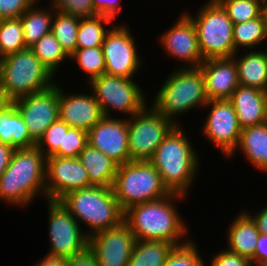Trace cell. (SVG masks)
Masks as SVG:
<instances>
[{
	"mask_svg": "<svg viewBox=\"0 0 267 266\" xmlns=\"http://www.w3.org/2000/svg\"><path fill=\"white\" fill-rule=\"evenodd\" d=\"M92 186L87 170L78 158L50 156L46 158V200L59 201L65 194Z\"/></svg>",
	"mask_w": 267,
	"mask_h": 266,
	"instance_id": "16",
	"label": "cell"
},
{
	"mask_svg": "<svg viewBox=\"0 0 267 266\" xmlns=\"http://www.w3.org/2000/svg\"><path fill=\"white\" fill-rule=\"evenodd\" d=\"M104 117L93 92L68 93L59 85V119L71 128L89 131Z\"/></svg>",
	"mask_w": 267,
	"mask_h": 266,
	"instance_id": "19",
	"label": "cell"
},
{
	"mask_svg": "<svg viewBox=\"0 0 267 266\" xmlns=\"http://www.w3.org/2000/svg\"><path fill=\"white\" fill-rule=\"evenodd\" d=\"M245 50L233 55L237 66L238 82L241 86L254 87L267 92V48ZM240 55V56H239Z\"/></svg>",
	"mask_w": 267,
	"mask_h": 266,
	"instance_id": "23",
	"label": "cell"
},
{
	"mask_svg": "<svg viewBox=\"0 0 267 266\" xmlns=\"http://www.w3.org/2000/svg\"><path fill=\"white\" fill-rule=\"evenodd\" d=\"M7 101L5 100L1 87H0V108L6 103Z\"/></svg>",
	"mask_w": 267,
	"mask_h": 266,
	"instance_id": "49",
	"label": "cell"
},
{
	"mask_svg": "<svg viewBox=\"0 0 267 266\" xmlns=\"http://www.w3.org/2000/svg\"><path fill=\"white\" fill-rule=\"evenodd\" d=\"M67 266H98L95 255L92 250L87 247L83 252L73 255L66 259Z\"/></svg>",
	"mask_w": 267,
	"mask_h": 266,
	"instance_id": "43",
	"label": "cell"
},
{
	"mask_svg": "<svg viewBox=\"0 0 267 266\" xmlns=\"http://www.w3.org/2000/svg\"><path fill=\"white\" fill-rule=\"evenodd\" d=\"M196 244L194 239H190L185 244L175 246L163 266H206L208 262L203 260Z\"/></svg>",
	"mask_w": 267,
	"mask_h": 266,
	"instance_id": "36",
	"label": "cell"
},
{
	"mask_svg": "<svg viewBox=\"0 0 267 266\" xmlns=\"http://www.w3.org/2000/svg\"><path fill=\"white\" fill-rule=\"evenodd\" d=\"M175 126L151 104L128 118L130 161H149L158 145Z\"/></svg>",
	"mask_w": 267,
	"mask_h": 266,
	"instance_id": "10",
	"label": "cell"
},
{
	"mask_svg": "<svg viewBox=\"0 0 267 266\" xmlns=\"http://www.w3.org/2000/svg\"><path fill=\"white\" fill-rule=\"evenodd\" d=\"M200 67L205 80L208 100H229L239 86L234 58L206 59Z\"/></svg>",
	"mask_w": 267,
	"mask_h": 266,
	"instance_id": "20",
	"label": "cell"
},
{
	"mask_svg": "<svg viewBox=\"0 0 267 266\" xmlns=\"http://www.w3.org/2000/svg\"><path fill=\"white\" fill-rule=\"evenodd\" d=\"M79 20L80 17L77 16L54 12L51 33L68 56L76 50Z\"/></svg>",
	"mask_w": 267,
	"mask_h": 266,
	"instance_id": "32",
	"label": "cell"
},
{
	"mask_svg": "<svg viewBox=\"0 0 267 266\" xmlns=\"http://www.w3.org/2000/svg\"><path fill=\"white\" fill-rule=\"evenodd\" d=\"M88 144L118 165L129 162L128 118L104 116L88 131Z\"/></svg>",
	"mask_w": 267,
	"mask_h": 266,
	"instance_id": "18",
	"label": "cell"
},
{
	"mask_svg": "<svg viewBox=\"0 0 267 266\" xmlns=\"http://www.w3.org/2000/svg\"><path fill=\"white\" fill-rule=\"evenodd\" d=\"M69 61H74L78 64V69L85 73L88 84L105 73V58L102 46L76 49L69 56Z\"/></svg>",
	"mask_w": 267,
	"mask_h": 266,
	"instance_id": "33",
	"label": "cell"
},
{
	"mask_svg": "<svg viewBox=\"0 0 267 266\" xmlns=\"http://www.w3.org/2000/svg\"><path fill=\"white\" fill-rule=\"evenodd\" d=\"M79 161L88 173L92 186L112 187L118 164L89 144L80 152Z\"/></svg>",
	"mask_w": 267,
	"mask_h": 266,
	"instance_id": "26",
	"label": "cell"
},
{
	"mask_svg": "<svg viewBox=\"0 0 267 266\" xmlns=\"http://www.w3.org/2000/svg\"><path fill=\"white\" fill-rule=\"evenodd\" d=\"M14 148L0 142V177L10 163Z\"/></svg>",
	"mask_w": 267,
	"mask_h": 266,
	"instance_id": "46",
	"label": "cell"
},
{
	"mask_svg": "<svg viewBox=\"0 0 267 266\" xmlns=\"http://www.w3.org/2000/svg\"><path fill=\"white\" fill-rule=\"evenodd\" d=\"M214 254L211 261L209 260L210 266H252L248 258L230 252L226 248Z\"/></svg>",
	"mask_w": 267,
	"mask_h": 266,
	"instance_id": "41",
	"label": "cell"
},
{
	"mask_svg": "<svg viewBox=\"0 0 267 266\" xmlns=\"http://www.w3.org/2000/svg\"><path fill=\"white\" fill-rule=\"evenodd\" d=\"M26 48L20 18L0 20V57Z\"/></svg>",
	"mask_w": 267,
	"mask_h": 266,
	"instance_id": "34",
	"label": "cell"
},
{
	"mask_svg": "<svg viewBox=\"0 0 267 266\" xmlns=\"http://www.w3.org/2000/svg\"><path fill=\"white\" fill-rule=\"evenodd\" d=\"M188 12L185 11L195 24L202 59L233 57L234 24L222 5L217 0H209L200 6L195 15Z\"/></svg>",
	"mask_w": 267,
	"mask_h": 266,
	"instance_id": "7",
	"label": "cell"
},
{
	"mask_svg": "<svg viewBox=\"0 0 267 266\" xmlns=\"http://www.w3.org/2000/svg\"><path fill=\"white\" fill-rule=\"evenodd\" d=\"M227 11L233 24L258 18L262 13L263 0H217Z\"/></svg>",
	"mask_w": 267,
	"mask_h": 266,
	"instance_id": "35",
	"label": "cell"
},
{
	"mask_svg": "<svg viewBox=\"0 0 267 266\" xmlns=\"http://www.w3.org/2000/svg\"><path fill=\"white\" fill-rule=\"evenodd\" d=\"M174 247L165 241L136 240L128 266H163Z\"/></svg>",
	"mask_w": 267,
	"mask_h": 266,
	"instance_id": "28",
	"label": "cell"
},
{
	"mask_svg": "<svg viewBox=\"0 0 267 266\" xmlns=\"http://www.w3.org/2000/svg\"><path fill=\"white\" fill-rule=\"evenodd\" d=\"M0 142L14 149H29L36 146L13 102H6L0 108Z\"/></svg>",
	"mask_w": 267,
	"mask_h": 266,
	"instance_id": "25",
	"label": "cell"
},
{
	"mask_svg": "<svg viewBox=\"0 0 267 266\" xmlns=\"http://www.w3.org/2000/svg\"><path fill=\"white\" fill-rule=\"evenodd\" d=\"M252 220L256 223L257 228L261 234L267 235V206H263V208L258 210L257 213L251 214L248 211H245Z\"/></svg>",
	"mask_w": 267,
	"mask_h": 266,
	"instance_id": "45",
	"label": "cell"
},
{
	"mask_svg": "<svg viewBox=\"0 0 267 266\" xmlns=\"http://www.w3.org/2000/svg\"><path fill=\"white\" fill-rule=\"evenodd\" d=\"M38 261H37V263H35L34 266H67L66 265V259L52 258V257H48L46 255Z\"/></svg>",
	"mask_w": 267,
	"mask_h": 266,
	"instance_id": "47",
	"label": "cell"
},
{
	"mask_svg": "<svg viewBox=\"0 0 267 266\" xmlns=\"http://www.w3.org/2000/svg\"><path fill=\"white\" fill-rule=\"evenodd\" d=\"M46 203L49 218L48 241L51 247L45 255L67 259L83 252L89 242L85 229L59 201L46 200Z\"/></svg>",
	"mask_w": 267,
	"mask_h": 266,
	"instance_id": "11",
	"label": "cell"
},
{
	"mask_svg": "<svg viewBox=\"0 0 267 266\" xmlns=\"http://www.w3.org/2000/svg\"><path fill=\"white\" fill-rule=\"evenodd\" d=\"M54 78L30 48L1 58L0 87L7 102L50 88Z\"/></svg>",
	"mask_w": 267,
	"mask_h": 266,
	"instance_id": "6",
	"label": "cell"
},
{
	"mask_svg": "<svg viewBox=\"0 0 267 266\" xmlns=\"http://www.w3.org/2000/svg\"><path fill=\"white\" fill-rule=\"evenodd\" d=\"M204 107L209 108V114L201 127V135L227 159L236 149L242 131L235 109L229 100H208Z\"/></svg>",
	"mask_w": 267,
	"mask_h": 266,
	"instance_id": "13",
	"label": "cell"
},
{
	"mask_svg": "<svg viewBox=\"0 0 267 266\" xmlns=\"http://www.w3.org/2000/svg\"><path fill=\"white\" fill-rule=\"evenodd\" d=\"M183 125L175 126L158 145L149 160L161 176L170 193L188 195L197 178L200 158L184 132Z\"/></svg>",
	"mask_w": 267,
	"mask_h": 266,
	"instance_id": "2",
	"label": "cell"
},
{
	"mask_svg": "<svg viewBox=\"0 0 267 266\" xmlns=\"http://www.w3.org/2000/svg\"><path fill=\"white\" fill-rule=\"evenodd\" d=\"M36 2L20 17L23 25L24 41L27 48L34 45L41 37L51 32L54 12L52 5L46 7L37 6ZM46 8V9H45Z\"/></svg>",
	"mask_w": 267,
	"mask_h": 266,
	"instance_id": "27",
	"label": "cell"
},
{
	"mask_svg": "<svg viewBox=\"0 0 267 266\" xmlns=\"http://www.w3.org/2000/svg\"><path fill=\"white\" fill-rule=\"evenodd\" d=\"M175 23L160 35L159 44L164 53L172 59H176L184 65H175L176 68L200 67L204 61L200 53L197 32L192 19L183 12Z\"/></svg>",
	"mask_w": 267,
	"mask_h": 266,
	"instance_id": "15",
	"label": "cell"
},
{
	"mask_svg": "<svg viewBox=\"0 0 267 266\" xmlns=\"http://www.w3.org/2000/svg\"><path fill=\"white\" fill-rule=\"evenodd\" d=\"M88 145V132L79 128L64 131L63 147L52 156L78 158L80 152Z\"/></svg>",
	"mask_w": 267,
	"mask_h": 266,
	"instance_id": "38",
	"label": "cell"
},
{
	"mask_svg": "<svg viewBox=\"0 0 267 266\" xmlns=\"http://www.w3.org/2000/svg\"><path fill=\"white\" fill-rule=\"evenodd\" d=\"M30 49L54 76L57 75L60 65L69 60V56L51 32L41 37Z\"/></svg>",
	"mask_w": 267,
	"mask_h": 266,
	"instance_id": "31",
	"label": "cell"
},
{
	"mask_svg": "<svg viewBox=\"0 0 267 266\" xmlns=\"http://www.w3.org/2000/svg\"><path fill=\"white\" fill-rule=\"evenodd\" d=\"M114 23L111 18L100 15L80 18L76 49L102 46L105 35Z\"/></svg>",
	"mask_w": 267,
	"mask_h": 266,
	"instance_id": "30",
	"label": "cell"
},
{
	"mask_svg": "<svg viewBox=\"0 0 267 266\" xmlns=\"http://www.w3.org/2000/svg\"><path fill=\"white\" fill-rule=\"evenodd\" d=\"M229 101L235 109L242 129L267 121V92L239 85Z\"/></svg>",
	"mask_w": 267,
	"mask_h": 266,
	"instance_id": "21",
	"label": "cell"
},
{
	"mask_svg": "<svg viewBox=\"0 0 267 266\" xmlns=\"http://www.w3.org/2000/svg\"><path fill=\"white\" fill-rule=\"evenodd\" d=\"M184 200L186 196L171 193L157 200L132 205L124 210L123 221L136 240L165 241L175 246L185 244L190 240L187 236L189 228L176 207V201Z\"/></svg>",
	"mask_w": 267,
	"mask_h": 266,
	"instance_id": "1",
	"label": "cell"
},
{
	"mask_svg": "<svg viewBox=\"0 0 267 266\" xmlns=\"http://www.w3.org/2000/svg\"><path fill=\"white\" fill-rule=\"evenodd\" d=\"M238 151L252 167L267 173V121L243 128L236 149L227 159L233 158Z\"/></svg>",
	"mask_w": 267,
	"mask_h": 266,
	"instance_id": "24",
	"label": "cell"
},
{
	"mask_svg": "<svg viewBox=\"0 0 267 266\" xmlns=\"http://www.w3.org/2000/svg\"><path fill=\"white\" fill-rule=\"evenodd\" d=\"M95 99L100 104L102 113L106 117L121 116L132 117L148 104L146 93L133 78H125L103 74L93 79L89 85ZM112 111V112H111ZM116 112V113H115ZM113 113V114H112ZM129 116V117H128Z\"/></svg>",
	"mask_w": 267,
	"mask_h": 266,
	"instance_id": "9",
	"label": "cell"
},
{
	"mask_svg": "<svg viewBox=\"0 0 267 266\" xmlns=\"http://www.w3.org/2000/svg\"><path fill=\"white\" fill-rule=\"evenodd\" d=\"M136 238L122 221L118 226L99 231L89 237L88 247L98 266H128Z\"/></svg>",
	"mask_w": 267,
	"mask_h": 266,
	"instance_id": "17",
	"label": "cell"
},
{
	"mask_svg": "<svg viewBox=\"0 0 267 266\" xmlns=\"http://www.w3.org/2000/svg\"><path fill=\"white\" fill-rule=\"evenodd\" d=\"M25 121L31 138L37 143L45 130L59 119V85L13 101Z\"/></svg>",
	"mask_w": 267,
	"mask_h": 266,
	"instance_id": "14",
	"label": "cell"
},
{
	"mask_svg": "<svg viewBox=\"0 0 267 266\" xmlns=\"http://www.w3.org/2000/svg\"><path fill=\"white\" fill-rule=\"evenodd\" d=\"M267 29L262 14L253 20L234 24L233 26V42L235 54L241 53L242 50H255L257 46L262 45L267 47ZM254 48V49H253Z\"/></svg>",
	"mask_w": 267,
	"mask_h": 266,
	"instance_id": "29",
	"label": "cell"
},
{
	"mask_svg": "<svg viewBox=\"0 0 267 266\" xmlns=\"http://www.w3.org/2000/svg\"><path fill=\"white\" fill-rule=\"evenodd\" d=\"M121 3V0H93V9L96 15L109 17L116 23L123 7Z\"/></svg>",
	"mask_w": 267,
	"mask_h": 266,
	"instance_id": "42",
	"label": "cell"
},
{
	"mask_svg": "<svg viewBox=\"0 0 267 266\" xmlns=\"http://www.w3.org/2000/svg\"><path fill=\"white\" fill-rule=\"evenodd\" d=\"M59 202L81 225L85 234L91 235L118 226L124 211L115 198L112 187L90 186L65 194ZM83 222V223H80Z\"/></svg>",
	"mask_w": 267,
	"mask_h": 266,
	"instance_id": "5",
	"label": "cell"
},
{
	"mask_svg": "<svg viewBox=\"0 0 267 266\" xmlns=\"http://www.w3.org/2000/svg\"><path fill=\"white\" fill-rule=\"evenodd\" d=\"M155 94L149 104L176 126L183 125L179 116L195 108L204 110L208 103L201 67L174 68Z\"/></svg>",
	"mask_w": 267,
	"mask_h": 266,
	"instance_id": "4",
	"label": "cell"
},
{
	"mask_svg": "<svg viewBox=\"0 0 267 266\" xmlns=\"http://www.w3.org/2000/svg\"><path fill=\"white\" fill-rule=\"evenodd\" d=\"M49 3L56 11L68 15L80 18L96 16L93 0H49Z\"/></svg>",
	"mask_w": 267,
	"mask_h": 266,
	"instance_id": "39",
	"label": "cell"
},
{
	"mask_svg": "<svg viewBox=\"0 0 267 266\" xmlns=\"http://www.w3.org/2000/svg\"><path fill=\"white\" fill-rule=\"evenodd\" d=\"M252 266H267V235L259 234L255 256L250 260Z\"/></svg>",
	"mask_w": 267,
	"mask_h": 266,
	"instance_id": "44",
	"label": "cell"
},
{
	"mask_svg": "<svg viewBox=\"0 0 267 266\" xmlns=\"http://www.w3.org/2000/svg\"><path fill=\"white\" fill-rule=\"evenodd\" d=\"M262 16L264 18V21H265V26H266V29H267V0H263L262 1Z\"/></svg>",
	"mask_w": 267,
	"mask_h": 266,
	"instance_id": "48",
	"label": "cell"
},
{
	"mask_svg": "<svg viewBox=\"0 0 267 266\" xmlns=\"http://www.w3.org/2000/svg\"><path fill=\"white\" fill-rule=\"evenodd\" d=\"M45 169L46 157L36 146L15 149L0 177V201L18 208H28L38 195L45 201Z\"/></svg>",
	"mask_w": 267,
	"mask_h": 266,
	"instance_id": "3",
	"label": "cell"
},
{
	"mask_svg": "<svg viewBox=\"0 0 267 266\" xmlns=\"http://www.w3.org/2000/svg\"><path fill=\"white\" fill-rule=\"evenodd\" d=\"M116 24L111 26L102 43L105 74L134 79L143 66V58L139 56L137 42L128 24Z\"/></svg>",
	"mask_w": 267,
	"mask_h": 266,
	"instance_id": "12",
	"label": "cell"
},
{
	"mask_svg": "<svg viewBox=\"0 0 267 266\" xmlns=\"http://www.w3.org/2000/svg\"><path fill=\"white\" fill-rule=\"evenodd\" d=\"M36 0H0V20L20 18Z\"/></svg>",
	"mask_w": 267,
	"mask_h": 266,
	"instance_id": "40",
	"label": "cell"
},
{
	"mask_svg": "<svg viewBox=\"0 0 267 266\" xmlns=\"http://www.w3.org/2000/svg\"><path fill=\"white\" fill-rule=\"evenodd\" d=\"M112 188L123 211L132 205L171 194L150 161H129L118 165Z\"/></svg>",
	"mask_w": 267,
	"mask_h": 266,
	"instance_id": "8",
	"label": "cell"
},
{
	"mask_svg": "<svg viewBox=\"0 0 267 266\" xmlns=\"http://www.w3.org/2000/svg\"><path fill=\"white\" fill-rule=\"evenodd\" d=\"M71 127L64 121L58 119L53 122L36 143V147L47 158L52 156L59 147H63L64 131Z\"/></svg>",
	"mask_w": 267,
	"mask_h": 266,
	"instance_id": "37",
	"label": "cell"
},
{
	"mask_svg": "<svg viewBox=\"0 0 267 266\" xmlns=\"http://www.w3.org/2000/svg\"><path fill=\"white\" fill-rule=\"evenodd\" d=\"M227 231V250L251 260L255 256L259 230L256 223L244 211L235 215Z\"/></svg>",
	"mask_w": 267,
	"mask_h": 266,
	"instance_id": "22",
	"label": "cell"
}]
</instances>
